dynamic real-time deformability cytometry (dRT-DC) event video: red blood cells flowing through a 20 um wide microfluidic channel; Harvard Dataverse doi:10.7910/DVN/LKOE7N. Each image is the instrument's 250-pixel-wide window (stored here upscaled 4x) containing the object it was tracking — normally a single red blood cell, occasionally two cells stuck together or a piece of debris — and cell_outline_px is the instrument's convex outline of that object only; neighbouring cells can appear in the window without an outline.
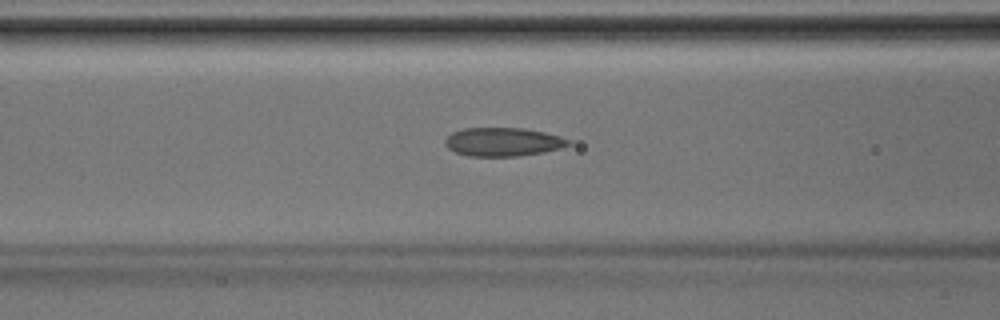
{"species": "Egyptian fruit bat (a non-hibernating species)", "species_latin": "Rousettus aegyptiacus", "temperature_condition": "room temperature", "stored_images_in_passage": 42, "camera_frame_rate_fps": 3000, "um_per_image_px": 0.085, "animal": {"sex": "male"}, "frame": {"image": 1, "passage_image": 17, "time_ms": 5.333, "image_size_px": [1000, 320], "cell_outline_px": [[572, 144], [560, 148], [544, 152], [520, 156], [468, 156], [456, 152], [448, 148], [444, 144], [444, 140], [452, 132], [464, 128], [524, 128], [544, 132], [560, 136], [568, 140]], "centroid_in_image_um": [42.74, 12.06], "position_along_channel_um": 123.9, "area_um2": 20.58}}
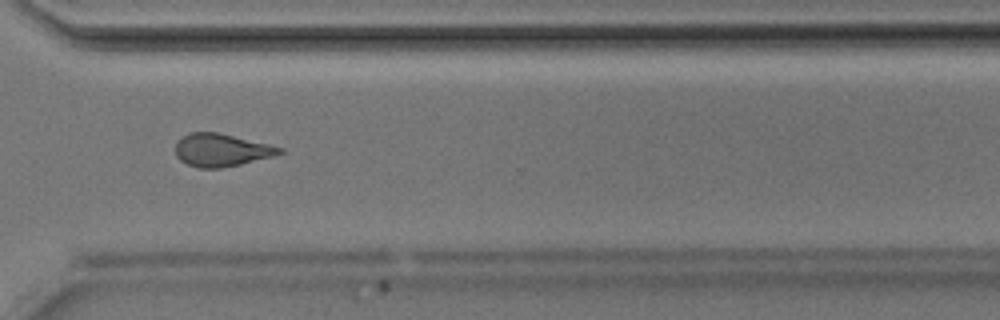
{"frame": {"image": 2, "passage_image": 31, "time_ms": 10.0, "image_size_px": [1000, 320], "cell_outline_px": [[284, 152], [272, 156], [240, 164], [220, 168], [200, 168], [188, 164], [180, 160], [176, 156], [176, 140], [192, 132], [220, 132], [284, 148]], "centroid_in_image_um": [18.81, 12.74], "position_along_channel_um": 351.8, "area_um2": 19.77}}
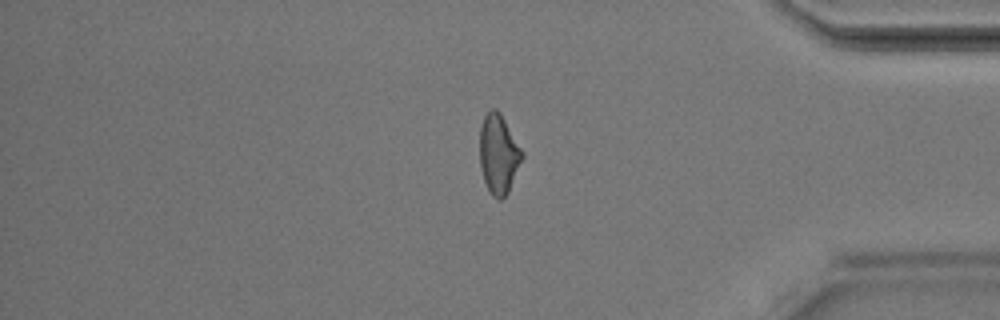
{"frame": {"image": 3, "passage_image": 35, "time_ms": 11.333, "image_size_px": [1000, 320], "cell_outline_px": [[524, 156], [508, 192], [500, 200], [496, 200], [492, 196], [484, 180], [480, 168], [480, 128], [484, 116], [492, 108], [496, 108], [500, 112], [524, 152]], "centroid_in_image_um": [42.38, 13.09], "position_along_channel_um": 392.8, "area_um2": 19.65}}